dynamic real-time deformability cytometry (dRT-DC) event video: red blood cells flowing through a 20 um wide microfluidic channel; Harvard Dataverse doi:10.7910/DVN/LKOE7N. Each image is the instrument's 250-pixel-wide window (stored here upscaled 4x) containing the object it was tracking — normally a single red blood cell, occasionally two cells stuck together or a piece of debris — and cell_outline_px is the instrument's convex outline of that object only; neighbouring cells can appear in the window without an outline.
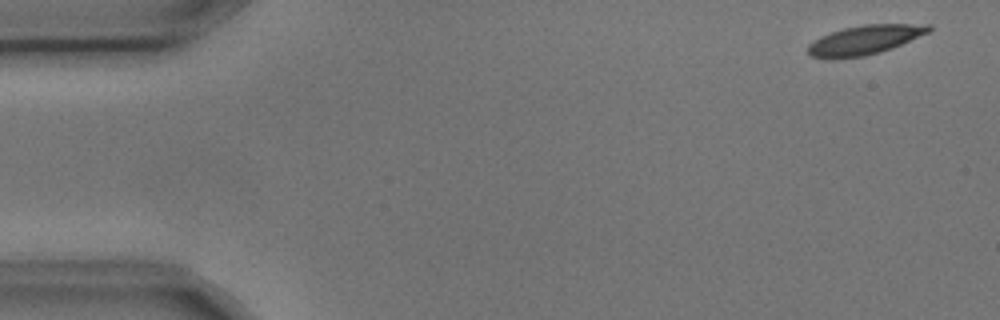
{"species": "common noctule bat (a hibernating species)", "species_latin": "Nyctalus noctula", "temperature_condition": "cold", "stored_images_in_passage": 8, "camera_frame_rate_fps": 3000, "um_per_image_px": 0.085, "animal": {"sex": "male", "body_mass_g": 17.9, "forearm_length_mm": 54.2}, "frame": {"image": 1, "passage_image": 1, "time_ms": 0.0, "image_size_px": [1000, 320], "cell_outline_px": [[932, 32], [892, 48], [880, 52], [864, 56], [812, 56], [808, 52], [808, 44], [820, 36], [844, 28], [864, 24], [932, 24]], "centroid_in_image_um": [73.63, 3.34], "position_along_channel_um": 11.4, "area_um2": 20.17}}
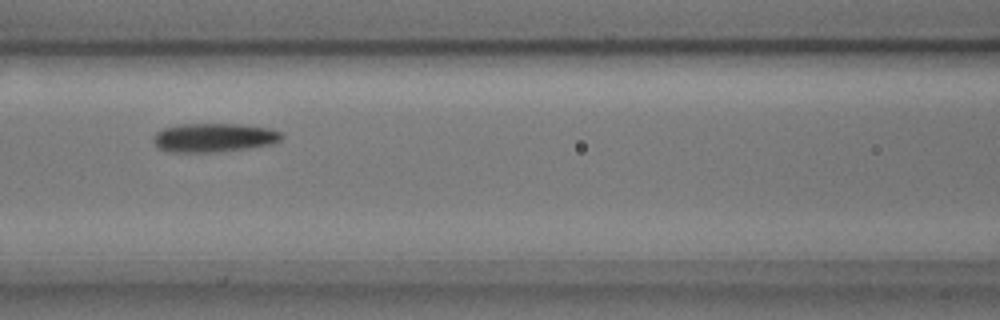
{"frame": {"image": 2, "passage_image": 7, "time_ms": 2.0, "image_size_px": [1000, 320], "cell_outline_px": [[284, 136], [280, 140], [272, 144], [248, 148], [216, 152], [168, 152], [156, 148], [152, 140], [152, 136], [156, 132], [164, 128], [180, 124], [240, 124], [268, 128], [280, 132]], "centroid_in_image_um": [18.13, 11.7], "position_along_channel_um": 148.5, "area_um2": 21.73}}
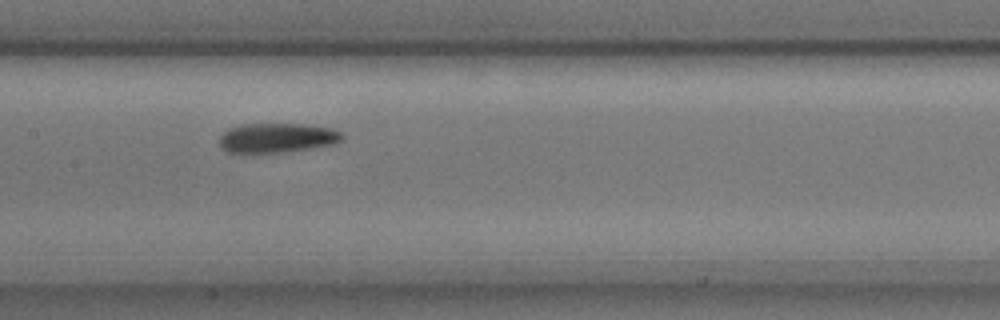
{"frame": {"image": 3, "passage_image": 8, "time_ms": 2.333, "image_size_px": [1000, 320], "cell_outline_px": [[344, 136], [336, 144], [284, 152], [256, 156], [240, 156], [228, 152], [220, 148], [220, 136], [228, 128], [240, 124], [304, 124], [332, 128], [340, 132]], "centroid_in_image_um": [23.45, 11.77], "position_along_channel_um": 184.0, "area_um2": 22.14}}